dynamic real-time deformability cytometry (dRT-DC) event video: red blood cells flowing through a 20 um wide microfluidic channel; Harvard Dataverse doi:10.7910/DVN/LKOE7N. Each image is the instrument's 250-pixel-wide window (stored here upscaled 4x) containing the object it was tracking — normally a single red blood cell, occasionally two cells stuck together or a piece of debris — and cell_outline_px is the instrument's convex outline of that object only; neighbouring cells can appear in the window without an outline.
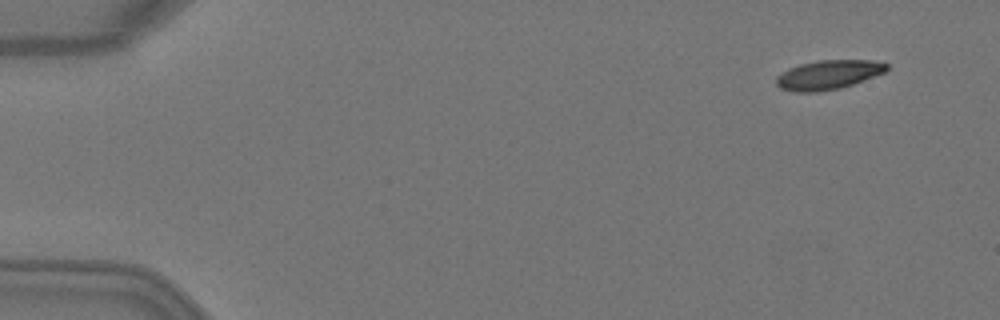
{"species": "Egyptian fruit bat (a non-hibernating species)", "species_latin": "Rousettus aegyptiacus", "temperature_condition": "warm", "stored_images_in_passage": 4, "camera_frame_rate_fps": 3000, "um_per_image_px": 0.085, "animal": {"sex": "female"}, "frame": {"image": 1, "passage_image": 1, "time_ms": 0.0, "image_size_px": [1000, 320], "cell_outline_px": [[888, 68], [884, 72], [852, 84], [840, 88], [816, 92], [792, 92], [780, 88], [776, 84], [776, 76], [788, 68], [800, 64], [820, 60], [872, 60], [888, 64]], "centroid_in_image_um": [70.36, 6.36], "position_along_channel_um": 14.6, "area_um2": 18.73}}